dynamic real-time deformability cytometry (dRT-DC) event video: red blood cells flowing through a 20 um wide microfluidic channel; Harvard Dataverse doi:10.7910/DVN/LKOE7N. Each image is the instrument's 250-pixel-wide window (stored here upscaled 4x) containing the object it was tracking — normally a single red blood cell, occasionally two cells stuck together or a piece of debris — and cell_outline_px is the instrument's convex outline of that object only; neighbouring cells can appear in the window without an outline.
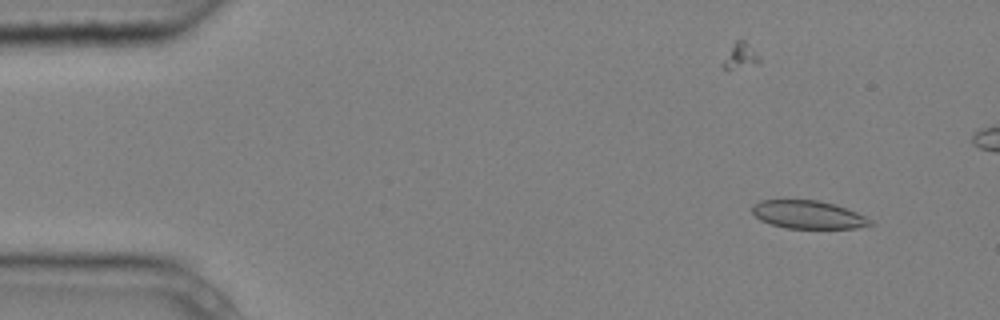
{"species": "common noctule bat (a hibernating species)", "species_latin": "Nyctalus noctula", "temperature_condition": "cold", "stored_images_in_passage": 5, "camera_frame_rate_fps": 3000, "um_per_image_px": 0.085, "animal": {"sex": "male", "body_mass_g": 20.4}, "frame": {"image": 1, "passage_image": 2, "time_ms": 0.333, "image_size_px": [1000, 320], "cell_outline_px": [[876, 224], [856, 228], [784, 228], [760, 220], [752, 212], [752, 204], [760, 200], [816, 200], [836, 204], [856, 212], [872, 220]], "centroid_in_image_um": [68.7, 18.24], "position_along_channel_um": 16.3, "area_um2": 19.36}}